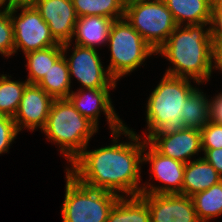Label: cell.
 Wrapping results in <instances>:
<instances>
[{
	"mask_svg": "<svg viewBox=\"0 0 222 222\" xmlns=\"http://www.w3.org/2000/svg\"><path fill=\"white\" fill-rule=\"evenodd\" d=\"M122 134L129 142H118ZM111 135V145L92 151L86 147L65 170L89 188L113 192L120 197L138 196L142 188L139 185L144 139L127 125Z\"/></svg>",
	"mask_w": 222,
	"mask_h": 222,
	"instance_id": "obj_1",
	"label": "cell"
},
{
	"mask_svg": "<svg viewBox=\"0 0 222 222\" xmlns=\"http://www.w3.org/2000/svg\"><path fill=\"white\" fill-rule=\"evenodd\" d=\"M158 54L173 65L165 74L188 78L198 85L207 83L213 73L210 24L178 25L156 51Z\"/></svg>",
	"mask_w": 222,
	"mask_h": 222,
	"instance_id": "obj_2",
	"label": "cell"
},
{
	"mask_svg": "<svg viewBox=\"0 0 222 222\" xmlns=\"http://www.w3.org/2000/svg\"><path fill=\"white\" fill-rule=\"evenodd\" d=\"M196 89L191 79L164 74L147 99L145 140L148 137H165L185 129L182 119L185 100Z\"/></svg>",
	"mask_w": 222,
	"mask_h": 222,
	"instance_id": "obj_3",
	"label": "cell"
},
{
	"mask_svg": "<svg viewBox=\"0 0 222 222\" xmlns=\"http://www.w3.org/2000/svg\"><path fill=\"white\" fill-rule=\"evenodd\" d=\"M98 129L69 99H54L41 131L51 143L59 145V152L70 164L88 146Z\"/></svg>",
	"mask_w": 222,
	"mask_h": 222,
	"instance_id": "obj_4",
	"label": "cell"
},
{
	"mask_svg": "<svg viewBox=\"0 0 222 222\" xmlns=\"http://www.w3.org/2000/svg\"><path fill=\"white\" fill-rule=\"evenodd\" d=\"M107 45L111 52L107 69L116 81L136 70L148 57L156 55L125 17L114 20Z\"/></svg>",
	"mask_w": 222,
	"mask_h": 222,
	"instance_id": "obj_5",
	"label": "cell"
},
{
	"mask_svg": "<svg viewBox=\"0 0 222 222\" xmlns=\"http://www.w3.org/2000/svg\"><path fill=\"white\" fill-rule=\"evenodd\" d=\"M62 222H106L119 195L92 189L79 183L66 171Z\"/></svg>",
	"mask_w": 222,
	"mask_h": 222,
	"instance_id": "obj_6",
	"label": "cell"
},
{
	"mask_svg": "<svg viewBox=\"0 0 222 222\" xmlns=\"http://www.w3.org/2000/svg\"><path fill=\"white\" fill-rule=\"evenodd\" d=\"M124 17L155 51L178 26L163 0L127 4Z\"/></svg>",
	"mask_w": 222,
	"mask_h": 222,
	"instance_id": "obj_7",
	"label": "cell"
},
{
	"mask_svg": "<svg viewBox=\"0 0 222 222\" xmlns=\"http://www.w3.org/2000/svg\"><path fill=\"white\" fill-rule=\"evenodd\" d=\"M73 42L62 44L63 56L66 59L70 80L72 76L81 83L79 89L116 88V80L107 68H104L98 50L74 44L70 57H66ZM98 52V53H97Z\"/></svg>",
	"mask_w": 222,
	"mask_h": 222,
	"instance_id": "obj_8",
	"label": "cell"
},
{
	"mask_svg": "<svg viewBox=\"0 0 222 222\" xmlns=\"http://www.w3.org/2000/svg\"><path fill=\"white\" fill-rule=\"evenodd\" d=\"M19 10L20 13L16 14ZM9 12L14 33V54L19 49L26 54L59 44L35 7H20Z\"/></svg>",
	"mask_w": 222,
	"mask_h": 222,
	"instance_id": "obj_9",
	"label": "cell"
},
{
	"mask_svg": "<svg viewBox=\"0 0 222 222\" xmlns=\"http://www.w3.org/2000/svg\"><path fill=\"white\" fill-rule=\"evenodd\" d=\"M146 162L150 163L151 174L156 181H160V184L155 185L147 181L144 185L142 183L141 194L182 195L185 163L160 154L144 139L143 164Z\"/></svg>",
	"mask_w": 222,
	"mask_h": 222,
	"instance_id": "obj_10",
	"label": "cell"
},
{
	"mask_svg": "<svg viewBox=\"0 0 222 222\" xmlns=\"http://www.w3.org/2000/svg\"><path fill=\"white\" fill-rule=\"evenodd\" d=\"M111 88L101 89H79L72 91L68 97L74 107L81 115L88 118L97 127L99 125L100 113L104 112L109 130L111 132L122 129L125 124L115 112L110 98Z\"/></svg>",
	"mask_w": 222,
	"mask_h": 222,
	"instance_id": "obj_11",
	"label": "cell"
},
{
	"mask_svg": "<svg viewBox=\"0 0 222 222\" xmlns=\"http://www.w3.org/2000/svg\"><path fill=\"white\" fill-rule=\"evenodd\" d=\"M150 211V222H200L192 197L181 194H140Z\"/></svg>",
	"mask_w": 222,
	"mask_h": 222,
	"instance_id": "obj_12",
	"label": "cell"
},
{
	"mask_svg": "<svg viewBox=\"0 0 222 222\" xmlns=\"http://www.w3.org/2000/svg\"><path fill=\"white\" fill-rule=\"evenodd\" d=\"M53 98L37 84H28L13 117L17 130H42L46 124Z\"/></svg>",
	"mask_w": 222,
	"mask_h": 222,
	"instance_id": "obj_13",
	"label": "cell"
},
{
	"mask_svg": "<svg viewBox=\"0 0 222 222\" xmlns=\"http://www.w3.org/2000/svg\"><path fill=\"white\" fill-rule=\"evenodd\" d=\"M35 8L58 43L72 42L78 19L72 0H38Z\"/></svg>",
	"mask_w": 222,
	"mask_h": 222,
	"instance_id": "obj_14",
	"label": "cell"
},
{
	"mask_svg": "<svg viewBox=\"0 0 222 222\" xmlns=\"http://www.w3.org/2000/svg\"><path fill=\"white\" fill-rule=\"evenodd\" d=\"M160 154L188 163L192 157L202 152L201 131L185 128L165 137L146 139Z\"/></svg>",
	"mask_w": 222,
	"mask_h": 222,
	"instance_id": "obj_15",
	"label": "cell"
},
{
	"mask_svg": "<svg viewBox=\"0 0 222 222\" xmlns=\"http://www.w3.org/2000/svg\"><path fill=\"white\" fill-rule=\"evenodd\" d=\"M114 20L103 16L78 17L72 41L82 47L106 46ZM75 37V38H74Z\"/></svg>",
	"mask_w": 222,
	"mask_h": 222,
	"instance_id": "obj_16",
	"label": "cell"
},
{
	"mask_svg": "<svg viewBox=\"0 0 222 222\" xmlns=\"http://www.w3.org/2000/svg\"><path fill=\"white\" fill-rule=\"evenodd\" d=\"M222 181L216 169L203 157L195 158L185 164L182 195H193L209 189Z\"/></svg>",
	"mask_w": 222,
	"mask_h": 222,
	"instance_id": "obj_17",
	"label": "cell"
},
{
	"mask_svg": "<svg viewBox=\"0 0 222 222\" xmlns=\"http://www.w3.org/2000/svg\"><path fill=\"white\" fill-rule=\"evenodd\" d=\"M177 25L210 24L212 0H163Z\"/></svg>",
	"mask_w": 222,
	"mask_h": 222,
	"instance_id": "obj_18",
	"label": "cell"
},
{
	"mask_svg": "<svg viewBox=\"0 0 222 222\" xmlns=\"http://www.w3.org/2000/svg\"><path fill=\"white\" fill-rule=\"evenodd\" d=\"M68 65L62 55L37 84L53 99H68L72 92Z\"/></svg>",
	"mask_w": 222,
	"mask_h": 222,
	"instance_id": "obj_19",
	"label": "cell"
},
{
	"mask_svg": "<svg viewBox=\"0 0 222 222\" xmlns=\"http://www.w3.org/2000/svg\"><path fill=\"white\" fill-rule=\"evenodd\" d=\"M106 222H150V211L140 195L119 197Z\"/></svg>",
	"mask_w": 222,
	"mask_h": 222,
	"instance_id": "obj_20",
	"label": "cell"
},
{
	"mask_svg": "<svg viewBox=\"0 0 222 222\" xmlns=\"http://www.w3.org/2000/svg\"><path fill=\"white\" fill-rule=\"evenodd\" d=\"M25 55L27 61L29 84H38L44 75L62 55V44L51 46L45 49L28 52Z\"/></svg>",
	"mask_w": 222,
	"mask_h": 222,
	"instance_id": "obj_21",
	"label": "cell"
},
{
	"mask_svg": "<svg viewBox=\"0 0 222 222\" xmlns=\"http://www.w3.org/2000/svg\"><path fill=\"white\" fill-rule=\"evenodd\" d=\"M77 17L103 16L113 20L125 16L123 0H72Z\"/></svg>",
	"mask_w": 222,
	"mask_h": 222,
	"instance_id": "obj_22",
	"label": "cell"
},
{
	"mask_svg": "<svg viewBox=\"0 0 222 222\" xmlns=\"http://www.w3.org/2000/svg\"><path fill=\"white\" fill-rule=\"evenodd\" d=\"M197 218L208 222L222 215V181L192 196Z\"/></svg>",
	"mask_w": 222,
	"mask_h": 222,
	"instance_id": "obj_23",
	"label": "cell"
},
{
	"mask_svg": "<svg viewBox=\"0 0 222 222\" xmlns=\"http://www.w3.org/2000/svg\"><path fill=\"white\" fill-rule=\"evenodd\" d=\"M209 99L197 88L186 100L183 122L186 128L201 130L209 122Z\"/></svg>",
	"mask_w": 222,
	"mask_h": 222,
	"instance_id": "obj_24",
	"label": "cell"
},
{
	"mask_svg": "<svg viewBox=\"0 0 222 222\" xmlns=\"http://www.w3.org/2000/svg\"><path fill=\"white\" fill-rule=\"evenodd\" d=\"M11 76L0 74V115L14 117L23 92L29 84L27 80H11Z\"/></svg>",
	"mask_w": 222,
	"mask_h": 222,
	"instance_id": "obj_25",
	"label": "cell"
},
{
	"mask_svg": "<svg viewBox=\"0 0 222 222\" xmlns=\"http://www.w3.org/2000/svg\"><path fill=\"white\" fill-rule=\"evenodd\" d=\"M0 54L8 58L14 54V33L9 11H0Z\"/></svg>",
	"mask_w": 222,
	"mask_h": 222,
	"instance_id": "obj_26",
	"label": "cell"
},
{
	"mask_svg": "<svg viewBox=\"0 0 222 222\" xmlns=\"http://www.w3.org/2000/svg\"><path fill=\"white\" fill-rule=\"evenodd\" d=\"M18 134L19 131L13 117L0 115V155L8 153L12 142H14Z\"/></svg>",
	"mask_w": 222,
	"mask_h": 222,
	"instance_id": "obj_27",
	"label": "cell"
},
{
	"mask_svg": "<svg viewBox=\"0 0 222 222\" xmlns=\"http://www.w3.org/2000/svg\"><path fill=\"white\" fill-rule=\"evenodd\" d=\"M200 131L202 149L222 148V124L209 121Z\"/></svg>",
	"mask_w": 222,
	"mask_h": 222,
	"instance_id": "obj_28",
	"label": "cell"
},
{
	"mask_svg": "<svg viewBox=\"0 0 222 222\" xmlns=\"http://www.w3.org/2000/svg\"><path fill=\"white\" fill-rule=\"evenodd\" d=\"M210 35L213 43H222V10H212Z\"/></svg>",
	"mask_w": 222,
	"mask_h": 222,
	"instance_id": "obj_29",
	"label": "cell"
},
{
	"mask_svg": "<svg viewBox=\"0 0 222 222\" xmlns=\"http://www.w3.org/2000/svg\"><path fill=\"white\" fill-rule=\"evenodd\" d=\"M209 121L222 124V92L209 99Z\"/></svg>",
	"mask_w": 222,
	"mask_h": 222,
	"instance_id": "obj_30",
	"label": "cell"
},
{
	"mask_svg": "<svg viewBox=\"0 0 222 222\" xmlns=\"http://www.w3.org/2000/svg\"><path fill=\"white\" fill-rule=\"evenodd\" d=\"M203 158L209 162L222 177V148L202 149Z\"/></svg>",
	"mask_w": 222,
	"mask_h": 222,
	"instance_id": "obj_31",
	"label": "cell"
},
{
	"mask_svg": "<svg viewBox=\"0 0 222 222\" xmlns=\"http://www.w3.org/2000/svg\"><path fill=\"white\" fill-rule=\"evenodd\" d=\"M222 73V43H213L212 70Z\"/></svg>",
	"mask_w": 222,
	"mask_h": 222,
	"instance_id": "obj_32",
	"label": "cell"
},
{
	"mask_svg": "<svg viewBox=\"0 0 222 222\" xmlns=\"http://www.w3.org/2000/svg\"><path fill=\"white\" fill-rule=\"evenodd\" d=\"M38 0H8L10 10L20 7H35Z\"/></svg>",
	"mask_w": 222,
	"mask_h": 222,
	"instance_id": "obj_33",
	"label": "cell"
},
{
	"mask_svg": "<svg viewBox=\"0 0 222 222\" xmlns=\"http://www.w3.org/2000/svg\"><path fill=\"white\" fill-rule=\"evenodd\" d=\"M212 10H222V0H212Z\"/></svg>",
	"mask_w": 222,
	"mask_h": 222,
	"instance_id": "obj_34",
	"label": "cell"
},
{
	"mask_svg": "<svg viewBox=\"0 0 222 222\" xmlns=\"http://www.w3.org/2000/svg\"><path fill=\"white\" fill-rule=\"evenodd\" d=\"M9 10L10 9H9V6H8V0H0V11H9Z\"/></svg>",
	"mask_w": 222,
	"mask_h": 222,
	"instance_id": "obj_35",
	"label": "cell"
},
{
	"mask_svg": "<svg viewBox=\"0 0 222 222\" xmlns=\"http://www.w3.org/2000/svg\"><path fill=\"white\" fill-rule=\"evenodd\" d=\"M123 1H124V4L127 5V4H132V3L140 2V1H153V0H123Z\"/></svg>",
	"mask_w": 222,
	"mask_h": 222,
	"instance_id": "obj_36",
	"label": "cell"
}]
</instances>
